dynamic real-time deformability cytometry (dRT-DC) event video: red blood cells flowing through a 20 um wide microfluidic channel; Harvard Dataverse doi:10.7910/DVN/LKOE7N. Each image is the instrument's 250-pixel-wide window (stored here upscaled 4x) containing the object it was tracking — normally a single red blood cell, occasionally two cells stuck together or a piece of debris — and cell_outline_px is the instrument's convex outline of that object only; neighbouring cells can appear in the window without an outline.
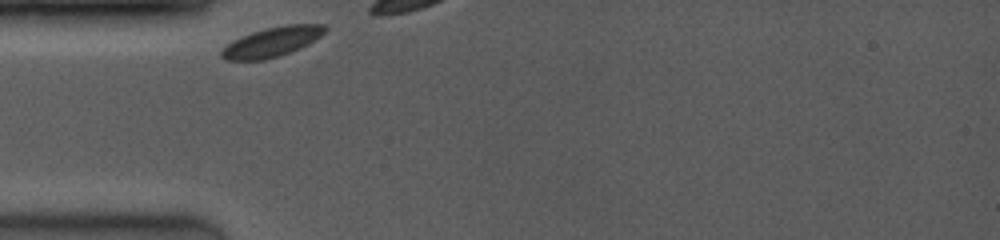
{"species": "common noctule bat (a hibernating species)", "species_latin": "Nyctalus noctula", "temperature_condition": "room temperature", "stored_images_in_passage": 5, "camera_frame_rate_fps": 4000, "um_per_image_px": 0.085, "animal": {"sex": "female", "body_mass_g": 19.0, "forearm_length_mm": 53.3}, "frame": {"image": 1, "passage_image": 1, "time_ms": 0.0, "image_size_px": [1000, 240], "cell_outline_px": [[328, 28], [320, 36], [300, 48], [264, 60], [228, 60], [220, 56], [220, 52], [232, 40], [240, 36], [264, 28], [288, 24], [324, 24]], "centroid_in_image_um": [23.1, 3.54], "position_along_channel_um": 61.9, "area_um2": 17.69}}